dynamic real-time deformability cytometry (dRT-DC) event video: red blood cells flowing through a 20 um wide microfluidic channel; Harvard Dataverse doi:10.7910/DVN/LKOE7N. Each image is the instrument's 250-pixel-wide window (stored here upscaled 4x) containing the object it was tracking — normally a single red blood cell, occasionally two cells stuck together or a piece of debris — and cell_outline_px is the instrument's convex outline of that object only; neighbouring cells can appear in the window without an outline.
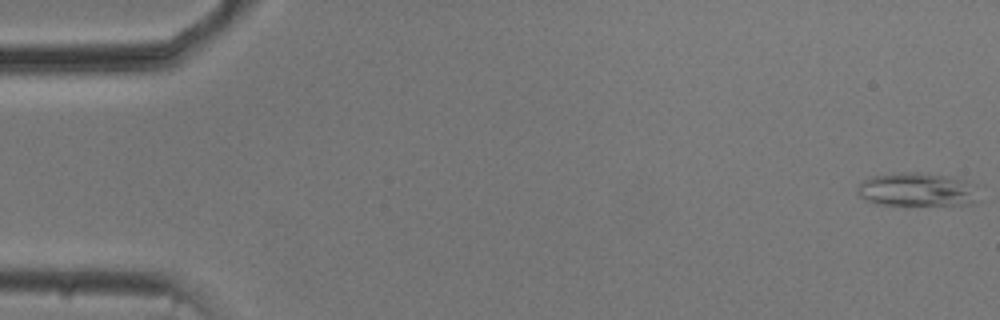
{"species": "common noctule bat (a hibernating species)", "species_latin": "Nyctalus noctula", "temperature_condition": "cold", "stored_images_in_passage": 54, "camera_frame_rate_fps": 3000, "um_per_image_px": 0.085, "animal": {"sex": "male", "body_mass_g": 20.5, "forearm_length_mm": 52.5}, "frame": {"image": 1, "passage_image": 1, "time_ms": 0.0, "image_size_px": [1000, 320], "cell_outline_px": [[984, 200], [976, 204], [904, 208], [876, 204], [860, 196], [856, 192], [856, 188], [864, 180], [872, 176], [892, 172], [916, 172], [956, 176], [976, 184]], "centroid_in_image_um": [78.1, 16.17], "position_along_channel_um": 6.9, "area_um2": 25.95}}
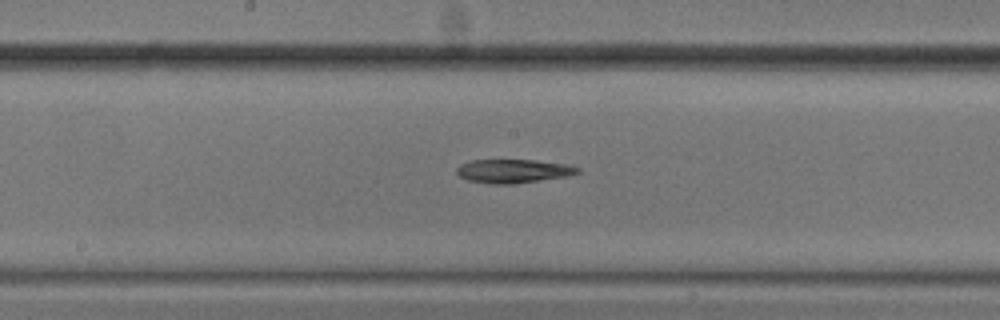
{"frame": {"image": 2, "passage_image": 28, "time_ms": 9.0, "image_size_px": [1000, 320], "cell_outline_px": [[580, 172], [564, 176], [512, 184], [492, 184], [468, 180], [460, 176], [456, 172], [456, 168], [460, 164], [472, 160], [532, 160], [568, 164], [580, 168]], "centroid_in_image_um": [43.59, 14.53], "position_along_channel_um": 204.6, "area_um2": 16.47}}
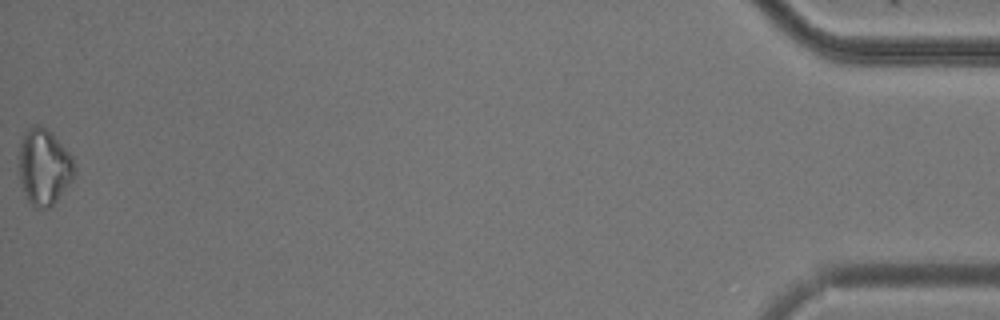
{"frame": {"image": 3, "passage_image": 54, "time_ms": 17.667, "image_size_px": [1000, 320], "cell_outline_px": [[76, 168], [72, 180], [56, 200], [48, 208], [36, 208], [28, 200], [24, 192], [20, 180], [20, 144], [24, 132], [32, 124], [40, 124], [72, 156]], "centroid_in_image_um": [3.74, 14.19], "position_along_channel_um": 431.5, "area_um2": 24.04}, "authors_computed_cell_mechanics": {"area_um2": 18.3804, "velocity_mm_per_s": 3.7526, "shape_relaxation_time_tau1_ms": 9.0797, "shape_relaxation_time_tau2_ms": null, "deformation_change_tau1": 0.1415, "deformation_change_tau2": null}}